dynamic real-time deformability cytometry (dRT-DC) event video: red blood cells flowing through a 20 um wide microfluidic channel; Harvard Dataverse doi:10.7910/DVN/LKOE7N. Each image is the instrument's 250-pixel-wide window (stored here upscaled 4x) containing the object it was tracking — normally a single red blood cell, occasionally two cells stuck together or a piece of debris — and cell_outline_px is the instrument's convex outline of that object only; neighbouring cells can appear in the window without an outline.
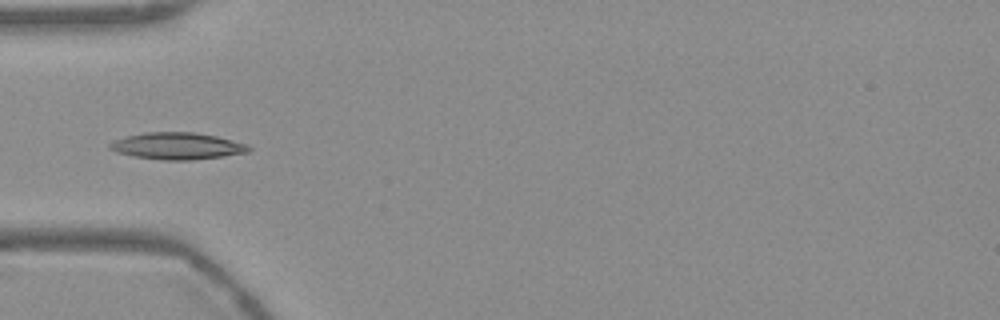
{"species": "Egyptian fruit bat (a non-hibernating species)", "species_latin": "Rousettus aegyptiacus", "temperature_condition": "warm", "stored_images_in_passage": 38, "camera_frame_rate_fps": 3000, "um_per_image_px": 0.085, "frame": {"image": 1, "passage_image": 1, "time_ms": 0.0, "image_size_px": [1000, 320], "cell_outline_px": [[252, 148], [248, 152], [224, 156], [192, 160], [164, 160], [132, 156], [116, 152], [108, 148], [108, 144], [112, 140], [144, 132], [192, 132], [216, 136], [248, 144]], "centroid_in_image_um": [15.05, 12.41], "position_along_channel_um": 70.0, "area_um2": 21.79}}
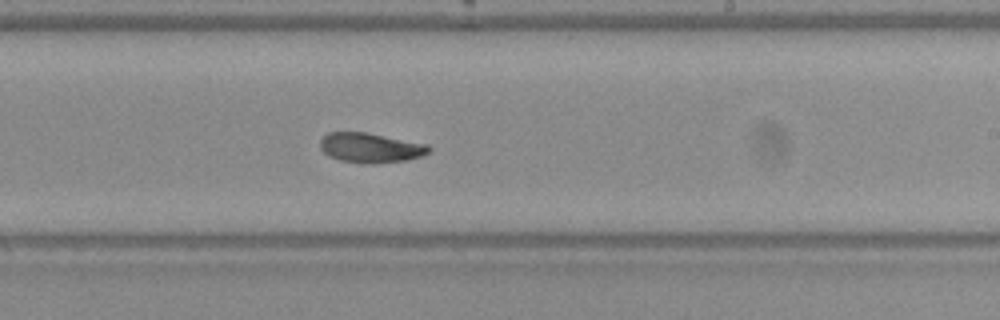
{"frame": {"image": 2, "passage_image": 16, "time_ms": 5.0, "image_size_px": [1000, 320], "cell_outline_px": [[432, 148], [428, 152], [420, 156], [404, 160], [372, 164], [364, 164], [340, 160], [328, 156], [320, 148], [320, 140], [328, 132], [364, 132], [428, 144]], "centroid_in_image_um": [31.46, 12.56], "position_along_channel_um": 257.5, "area_um2": 18.79}}
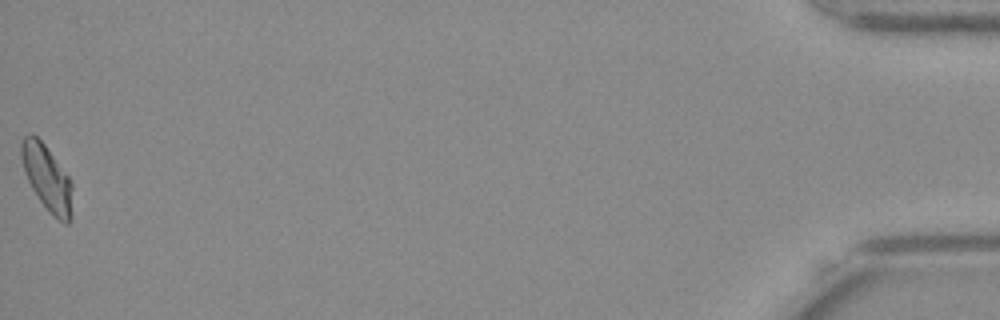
{"frame": {"image": 3, "passage_image": 38, "time_ms": 12.333, "image_size_px": [1000, 320], "cell_outline_px": [[72, 220], [68, 224], [64, 224], [52, 216], [48, 212], [32, 188], [24, 172], [20, 156], [20, 144], [24, 136], [32, 132], [44, 144], [68, 176], [72, 184]], "centroid_in_image_um": [4.0, 15.16], "position_along_channel_um": 431.2, "area_um2": 19.71}, "authors_computed_cell_mechanics": {"area_um2": 18.8428, "velocity_mm_per_s": 3.7396, "shape_relaxation_time_tau1_ms": 8.6445, "shape_relaxation_time_tau2_ms": 3.8721, "deformation_change_tau1": 0.1724, "deformation_change_tau2": 0.0859}}